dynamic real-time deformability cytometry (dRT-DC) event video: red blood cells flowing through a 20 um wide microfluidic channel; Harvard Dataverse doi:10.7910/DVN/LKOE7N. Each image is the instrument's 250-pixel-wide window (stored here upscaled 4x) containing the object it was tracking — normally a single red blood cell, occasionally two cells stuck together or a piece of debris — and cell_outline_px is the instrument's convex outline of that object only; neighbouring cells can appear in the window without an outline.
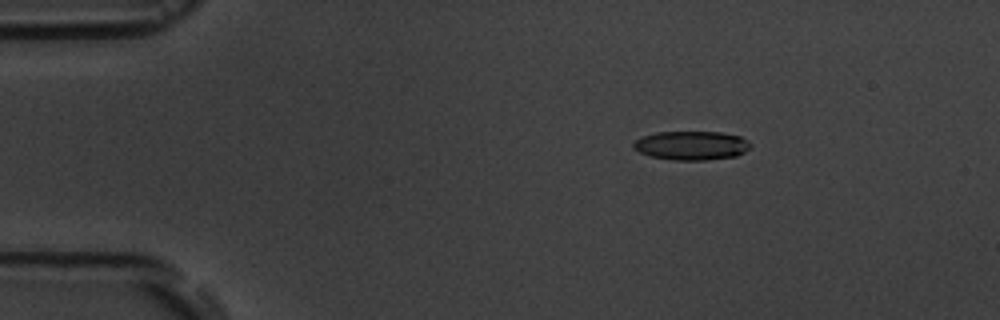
{"species": "common noctule bat (a hibernating species)", "species_latin": "Nyctalus noctula", "temperature_condition": "room temperature", "stored_images_in_passage": 4, "segment_of_instrument_passage": [1, 2], "camera_frame_rate_fps": 3000, "um_per_image_px": 0.085, "animal": {"sex": "male", "body_mass_g": 19.5, "forearm_length_mm": 54.6}, "frame": {"image": 1, "passage_image": 1, "time_ms": 0.0, "image_size_px": [1000, 320], "cell_outline_px": [[752, 144], [744, 152], [736, 156], [708, 160], [676, 160], [652, 156], [640, 152], [632, 148], [632, 144], [636, 140], [644, 136], [656, 132], [720, 132], [740, 136], [748, 140]], "centroid_in_image_um": [58.79, 12.36], "position_along_channel_um": 26.2, "area_um2": 19.65}}